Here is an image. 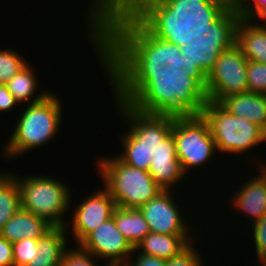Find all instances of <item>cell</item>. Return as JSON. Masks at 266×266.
Listing matches in <instances>:
<instances>
[{"label": "cell", "mask_w": 266, "mask_h": 266, "mask_svg": "<svg viewBox=\"0 0 266 266\" xmlns=\"http://www.w3.org/2000/svg\"><path fill=\"white\" fill-rule=\"evenodd\" d=\"M86 18L103 69H161L182 56L180 39L143 2L108 4Z\"/></svg>", "instance_id": "6da1fadb"}, {"label": "cell", "mask_w": 266, "mask_h": 266, "mask_svg": "<svg viewBox=\"0 0 266 266\" xmlns=\"http://www.w3.org/2000/svg\"><path fill=\"white\" fill-rule=\"evenodd\" d=\"M180 39L183 59L206 75L218 56L236 41L240 15L232 0H144Z\"/></svg>", "instance_id": "7a4b0ae2"}, {"label": "cell", "mask_w": 266, "mask_h": 266, "mask_svg": "<svg viewBox=\"0 0 266 266\" xmlns=\"http://www.w3.org/2000/svg\"><path fill=\"white\" fill-rule=\"evenodd\" d=\"M116 100L139 112L172 119L201 115L209 101L204 72L161 69H104Z\"/></svg>", "instance_id": "3957f363"}, {"label": "cell", "mask_w": 266, "mask_h": 266, "mask_svg": "<svg viewBox=\"0 0 266 266\" xmlns=\"http://www.w3.org/2000/svg\"><path fill=\"white\" fill-rule=\"evenodd\" d=\"M50 93L40 102L25 105L12 134L3 147V156L13 159L32 149L47 144L60 131L62 122V101Z\"/></svg>", "instance_id": "277c9868"}, {"label": "cell", "mask_w": 266, "mask_h": 266, "mask_svg": "<svg viewBox=\"0 0 266 266\" xmlns=\"http://www.w3.org/2000/svg\"><path fill=\"white\" fill-rule=\"evenodd\" d=\"M101 158L97 170L116 206L139 209L163 190L149 171L131 167L114 155Z\"/></svg>", "instance_id": "5b68a950"}, {"label": "cell", "mask_w": 266, "mask_h": 266, "mask_svg": "<svg viewBox=\"0 0 266 266\" xmlns=\"http://www.w3.org/2000/svg\"><path fill=\"white\" fill-rule=\"evenodd\" d=\"M11 175L19 186L22 209L34 213L52 227H66V212H69L68 209L73 204L71 189L67 184L45 175Z\"/></svg>", "instance_id": "8992f818"}, {"label": "cell", "mask_w": 266, "mask_h": 266, "mask_svg": "<svg viewBox=\"0 0 266 266\" xmlns=\"http://www.w3.org/2000/svg\"><path fill=\"white\" fill-rule=\"evenodd\" d=\"M209 124L220 153L241 155L266 141V132L253 122L230 114L219 103L208 101L201 114Z\"/></svg>", "instance_id": "52a82bcc"}, {"label": "cell", "mask_w": 266, "mask_h": 266, "mask_svg": "<svg viewBox=\"0 0 266 266\" xmlns=\"http://www.w3.org/2000/svg\"><path fill=\"white\" fill-rule=\"evenodd\" d=\"M171 133L175 140L177 158L187 175L189 169L201 168L218 153L209 124L202 115L174 119Z\"/></svg>", "instance_id": "ba28073f"}, {"label": "cell", "mask_w": 266, "mask_h": 266, "mask_svg": "<svg viewBox=\"0 0 266 266\" xmlns=\"http://www.w3.org/2000/svg\"><path fill=\"white\" fill-rule=\"evenodd\" d=\"M247 62L236 44L223 51L207 74L208 100L219 103L228 95L248 92Z\"/></svg>", "instance_id": "9c48e42d"}, {"label": "cell", "mask_w": 266, "mask_h": 266, "mask_svg": "<svg viewBox=\"0 0 266 266\" xmlns=\"http://www.w3.org/2000/svg\"><path fill=\"white\" fill-rule=\"evenodd\" d=\"M115 103L121 118L130 126L120 141H138V147H147L153 157L161 141L171 133L174 119L139 112L120 100L115 99Z\"/></svg>", "instance_id": "30bf717a"}, {"label": "cell", "mask_w": 266, "mask_h": 266, "mask_svg": "<svg viewBox=\"0 0 266 266\" xmlns=\"http://www.w3.org/2000/svg\"><path fill=\"white\" fill-rule=\"evenodd\" d=\"M76 246L99 260H105L103 266H124L135 250L117 230L113 217L101 223Z\"/></svg>", "instance_id": "8fae6325"}, {"label": "cell", "mask_w": 266, "mask_h": 266, "mask_svg": "<svg viewBox=\"0 0 266 266\" xmlns=\"http://www.w3.org/2000/svg\"><path fill=\"white\" fill-rule=\"evenodd\" d=\"M171 190H162L139 209L149 225L150 232L166 235H190L187 219L184 221L179 204ZM185 222V223H184ZM187 224V226L185 225Z\"/></svg>", "instance_id": "7c38bea8"}, {"label": "cell", "mask_w": 266, "mask_h": 266, "mask_svg": "<svg viewBox=\"0 0 266 266\" xmlns=\"http://www.w3.org/2000/svg\"><path fill=\"white\" fill-rule=\"evenodd\" d=\"M115 207L114 199L104 187L83 198L72 210L73 218L71 221L68 219L69 223L66 225L67 228H71L77 244L101 223L111 218Z\"/></svg>", "instance_id": "4fadbf2b"}, {"label": "cell", "mask_w": 266, "mask_h": 266, "mask_svg": "<svg viewBox=\"0 0 266 266\" xmlns=\"http://www.w3.org/2000/svg\"><path fill=\"white\" fill-rule=\"evenodd\" d=\"M149 173L163 190L174 189V184L181 181L186 173L177 158L175 140L170 133L153 154ZM172 188V189H171Z\"/></svg>", "instance_id": "5bb4252c"}, {"label": "cell", "mask_w": 266, "mask_h": 266, "mask_svg": "<svg viewBox=\"0 0 266 266\" xmlns=\"http://www.w3.org/2000/svg\"><path fill=\"white\" fill-rule=\"evenodd\" d=\"M259 172L234 192L232 207L251 217L252 224L266 215V164L262 162ZM236 193V194H235Z\"/></svg>", "instance_id": "9a60e30c"}, {"label": "cell", "mask_w": 266, "mask_h": 266, "mask_svg": "<svg viewBox=\"0 0 266 266\" xmlns=\"http://www.w3.org/2000/svg\"><path fill=\"white\" fill-rule=\"evenodd\" d=\"M219 104L230 114L247 119L266 132V95L254 92L231 94Z\"/></svg>", "instance_id": "2e32d148"}, {"label": "cell", "mask_w": 266, "mask_h": 266, "mask_svg": "<svg viewBox=\"0 0 266 266\" xmlns=\"http://www.w3.org/2000/svg\"><path fill=\"white\" fill-rule=\"evenodd\" d=\"M254 19L240 18L236 27L235 44L242 54L251 61L266 63V26Z\"/></svg>", "instance_id": "e0dca14e"}, {"label": "cell", "mask_w": 266, "mask_h": 266, "mask_svg": "<svg viewBox=\"0 0 266 266\" xmlns=\"http://www.w3.org/2000/svg\"><path fill=\"white\" fill-rule=\"evenodd\" d=\"M52 226L34 213L20 208L0 231V236L10 243L25 238H40Z\"/></svg>", "instance_id": "ac0fdd59"}, {"label": "cell", "mask_w": 266, "mask_h": 266, "mask_svg": "<svg viewBox=\"0 0 266 266\" xmlns=\"http://www.w3.org/2000/svg\"><path fill=\"white\" fill-rule=\"evenodd\" d=\"M67 230L69 229L65 226L52 227L38 238V252L27 266H59L68 249L66 247L68 244L66 240Z\"/></svg>", "instance_id": "d6986e66"}, {"label": "cell", "mask_w": 266, "mask_h": 266, "mask_svg": "<svg viewBox=\"0 0 266 266\" xmlns=\"http://www.w3.org/2000/svg\"><path fill=\"white\" fill-rule=\"evenodd\" d=\"M192 237V235H166L150 232L135 249L143 255L168 260L194 242Z\"/></svg>", "instance_id": "ffe728a7"}, {"label": "cell", "mask_w": 266, "mask_h": 266, "mask_svg": "<svg viewBox=\"0 0 266 266\" xmlns=\"http://www.w3.org/2000/svg\"><path fill=\"white\" fill-rule=\"evenodd\" d=\"M112 217L117 230L122 233L134 248L150 233L149 225L138 208L116 206Z\"/></svg>", "instance_id": "44dd1931"}, {"label": "cell", "mask_w": 266, "mask_h": 266, "mask_svg": "<svg viewBox=\"0 0 266 266\" xmlns=\"http://www.w3.org/2000/svg\"><path fill=\"white\" fill-rule=\"evenodd\" d=\"M33 69L30 62H28L6 83L9 92L20 105L24 102L26 104L28 101L30 102L29 104L40 102L52 92L48 89H46L47 91L40 90L41 92L34 97V94L37 93L39 82Z\"/></svg>", "instance_id": "7402d4cb"}, {"label": "cell", "mask_w": 266, "mask_h": 266, "mask_svg": "<svg viewBox=\"0 0 266 266\" xmlns=\"http://www.w3.org/2000/svg\"><path fill=\"white\" fill-rule=\"evenodd\" d=\"M21 208L20 190L11 172L0 171V231Z\"/></svg>", "instance_id": "603a6c76"}, {"label": "cell", "mask_w": 266, "mask_h": 266, "mask_svg": "<svg viewBox=\"0 0 266 266\" xmlns=\"http://www.w3.org/2000/svg\"><path fill=\"white\" fill-rule=\"evenodd\" d=\"M124 152L116 155L125 164L138 168L140 170L149 171L152 161L151 150L147 147H138V141H120Z\"/></svg>", "instance_id": "cb8c5ba5"}, {"label": "cell", "mask_w": 266, "mask_h": 266, "mask_svg": "<svg viewBox=\"0 0 266 266\" xmlns=\"http://www.w3.org/2000/svg\"><path fill=\"white\" fill-rule=\"evenodd\" d=\"M3 49H0V84H6L29 62L18 52Z\"/></svg>", "instance_id": "d4e9b609"}, {"label": "cell", "mask_w": 266, "mask_h": 266, "mask_svg": "<svg viewBox=\"0 0 266 266\" xmlns=\"http://www.w3.org/2000/svg\"><path fill=\"white\" fill-rule=\"evenodd\" d=\"M248 92L266 95V63L247 62Z\"/></svg>", "instance_id": "484cf974"}, {"label": "cell", "mask_w": 266, "mask_h": 266, "mask_svg": "<svg viewBox=\"0 0 266 266\" xmlns=\"http://www.w3.org/2000/svg\"><path fill=\"white\" fill-rule=\"evenodd\" d=\"M38 238H25L12 243L14 266H27L38 252Z\"/></svg>", "instance_id": "4316f807"}, {"label": "cell", "mask_w": 266, "mask_h": 266, "mask_svg": "<svg viewBox=\"0 0 266 266\" xmlns=\"http://www.w3.org/2000/svg\"><path fill=\"white\" fill-rule=\"evenodd\" d=\"M96 259V261L94 260ZM98 258L82 250L79 246L67 249L59 266H98ZM95 262V263H94Z\"/></svg>", "instance_id": "83f0119b"}, {"label": "cell", "mask_w": 266, "mask_h": 266, "mask_svg": "<svg viewBox=\"0 0 266 266\" xmlns=\"http://www.w3.org/2000/svg\"><path fill=\"white\" fill-rule=\"evenodd\" d=\"M193 243L191 242L179 254L166 260V266H203L202 255L200 256Z\"/></svg>", "instance_id": "f1b7e54d"}, {"label": "cell", "mask_w": 266, "mask_h": 266, "mask_svg": "<svg viewBox=\"0 0 266 266\" xmlns=\"http://www.w3.org/2000/svg\"><path fill=\"white\" fill-rule=\"evenodd\" d=\"M251 239L253 240L254 252L258 257V264H261L266 259V215L263 216L258 222L251 225Z\"/></svg>", "instance_id": "f546056e"}, {"label": "cell", "mask_w": 266, "mask_h": 266, "mask_svg": "<svg viewBox=\"0 0 266 266\" xmlns=\"http://www.w3.org/2000/svg\"><path fill=\"white\" fill-rule=\"evenodd\" d=\"M243 19L257 18L266 10V0H232ZM253 4H252V3Z\"/></svg>", "instance_id": "4dcf8cb0"}, {"label": "cell", "mask_w": 266, "mask_h": 266, "mask_svg": "<svg viewBox=\"0 0 266 266\" xmlns=\"http://www.w3.org/2000/svg\"><path fill=\"white\" fill-rule=\"evenodd\" d=\"M137 252V254L135 253ZM135 258L131 256L124 266H166V260L159 257L147 256L134 250ZM137 255V256H136ZM134 259V261H133ZM132 260V261H131Z\"/></svg>", "instance_id": "1f68e13d"}, {"label": "cell", "mask_w": 266, "mask_h": 266, "mask_svg": "<svg viewBox=\"0 0 266 266\" xmlns=\"http://www.w3.org/2000/svg\"><path fill=\"white\" fill-rule=\"evenodd\" d=\"M20 105L14 96L9 92L6 84H0V112L9 111Z\"/></svg>", "instance_id": "d6a6232c"}, {"label": "cell", "mask_w": 266, "mask_h": 266, "mask_svg": "<svg viewBox=\"0 0 266 266\" xmlns=\"http://www.w3.org/2000/svg\"><path fill=\"white\" fill-rule=\"evenodd\" d=\"M171 71L180 72H203L198 66H194L193 63L187 59H183L182 56L170 61L167 65Z\"/></svg>", "instance_id": "836d02e7"}, {"label": "cell", "mask_w": 266, "mask_h": 266, "mask_svg": "<svg viewBox=\"0 0 266 266\" xmlns=\"http://www.w3.org/2000/svg\"><path fill=\"white\" fill-rule=\"evenodd\" d=\"M0 266H14L12 243L0 236Z\"/></svg>", "instance_id": "e575fe53"}, {"label": "cell", "mask_w": 266, "mask_h": 266, "mask_svg": "<svg viewBox=\"0 0 266 266\" xmlns=\"http://www.w3.org/2000/svg\"><path fill=\"white\" fill-rule=\"evenodd\" d=\"M144 0H93L91 1L90 5L86 12V15L89 17L92 15L95 11H97L99 8L102 6L108 5V4H113V3H118V2H143ZM89 13V14H88Z\"/></svg>", "instance_id": "d590c367"}, {"label": "cell", "mask_w": 266, "mask_h": 266, "mask_svg": "<svg viewBox=\"0 0 266 266\" xmlns=\"http://www.w3.org/2000/svg\"><path fill=\"white\" fill-rule=\"evenodd\" d=\"M257 19L261 20V23L263 21V24H264V21L266 23V10Z\"/></svg>", "instance_id": "8d00e7d4"}, {"label": "cell", "mask_w": 266, "mask_h": 266, "mask_svg": "<svg viewBox=\"0 0 266 266\" xmlns=\"http://www.w3.org/2000/svg\"><path fill=\"white\" fill-rule=\"evenodd\" d=\"M257 266H266V259L261 264H259Z\"/></svg>", "instance_id": "74e56055"}]
</instances>
